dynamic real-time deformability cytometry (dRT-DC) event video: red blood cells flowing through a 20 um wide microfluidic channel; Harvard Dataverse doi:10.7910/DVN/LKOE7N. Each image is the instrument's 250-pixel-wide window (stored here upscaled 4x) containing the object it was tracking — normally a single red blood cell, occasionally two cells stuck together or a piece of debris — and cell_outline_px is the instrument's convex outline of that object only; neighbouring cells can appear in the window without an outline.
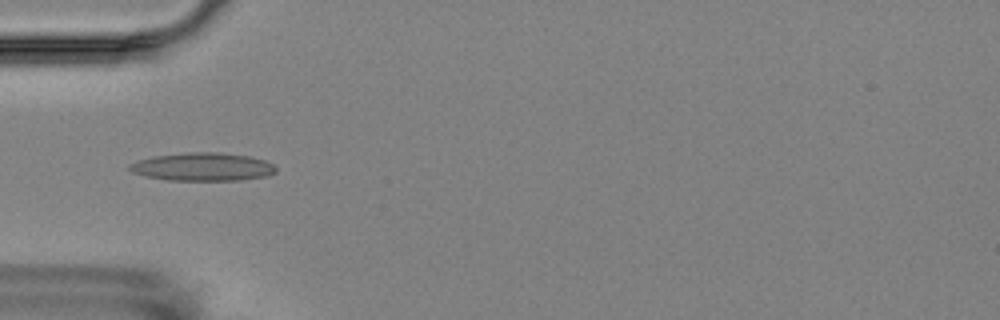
{"species": "Egyptian fruit bat (a non-hibernating species)", "species_latin": "Rousettus aegyptiacus", "temperature_condition": "room temperature", "stored_images_in_passage": 3, "camera_frame_rate_fps": 3000, "um_per_image_px": 0.085, "animal": {"sex": "female"}, "frame": {"image": 1, "passage_image": 1, "time_ms": 0.0, "image_size_px": [1000, 320], "cell_outline_px": [[276, 172], [268, 176], [240, 180], [168, 180], [144, 176], [132, 172], [128, 168], [128, 164], [152, 156], [188, 152], [220, 152], [248, 156], [264, 160], [272, 164], [276, 168]], "centroid_in_image_um": [17.21, 14.18], "position_along_channel_um": 67.8, "area_um2": 24.04}}